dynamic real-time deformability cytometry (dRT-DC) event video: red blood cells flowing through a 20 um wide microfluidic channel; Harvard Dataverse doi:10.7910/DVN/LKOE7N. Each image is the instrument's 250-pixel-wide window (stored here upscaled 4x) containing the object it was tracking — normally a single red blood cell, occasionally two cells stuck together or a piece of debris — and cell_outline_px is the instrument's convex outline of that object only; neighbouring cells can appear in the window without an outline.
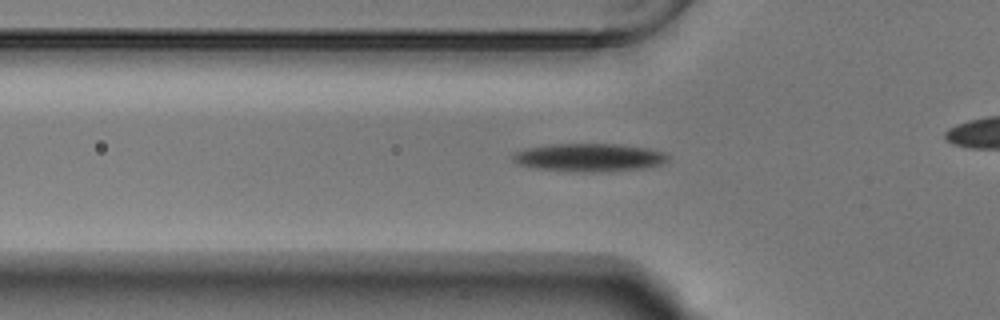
{"species": "Egyptian fruit bat (a non-hibernating species)", "species_latin": "Rousettus aegyptiacus", "temperature_condition": "warm", "stored_images_in_passage": 37, "camera_frame_rate_fps": 3000, "um_per_image_px": 0.085, "animal": {"sex": "male"}, "frame": {"image": 1, "passage_image": 8, "time_ms": 2.333, "image_size_px": [1000, 320], "cell_outline_px": [[668, 160], [660, 164], [644, 168], [600, 172], [592, 172], [536, 168], [516, 164], [512, 160], [512, 156], [516, 152], [524, 148], [548, 144], [620, 144], [648, 148], [664, 152], [668, 156]], "centroid_in_image_um": [50.06, 13.37], "position_along_channel_um": 75.7, "area_um2": 25.32}}
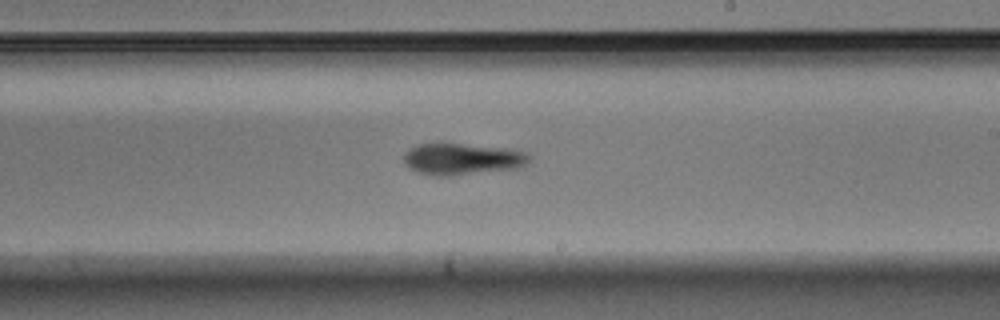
{"frame": {"image": 2, "passage_image": 22, "time_ms": 7.0, "image_size_px": [1000, 320], "cell_outline_px": [[532, 156], [520, 168], [448, 176], [432, 176], [420, 172], [404, 164], [404, 152], [416, 144], [460, 144], [504, 148], [528, 152]], "centroid_in_image_um": [39.29, 13.52], "position_along_channel_um": 249.7, "area_um2": 22.89}}
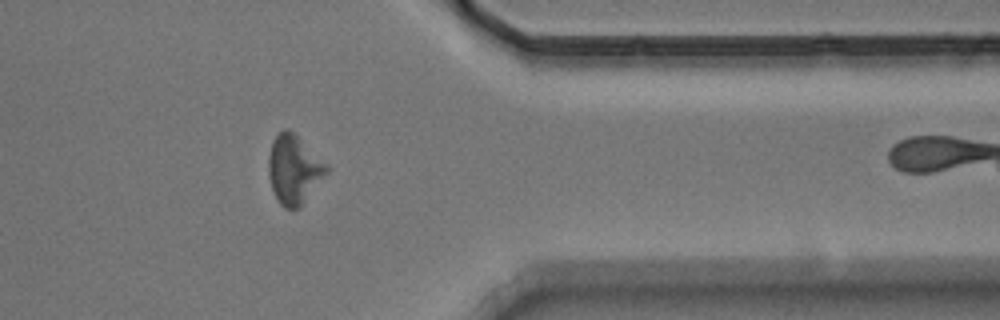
{"frame": {"image": 3, "passage_image": 34, "time_ms": 11.0, "image_size_px": [1000, 320], "cell_outline_px": [[328, 172], [300, 208], [284, 208], [280, 204], [272, 188], [268, 172], [268, 156], [272, 140], [284, 128], [288, 128], [328, 164]], "centroid_in_image_um": [24.98, 14.4], "position_along_channel_um": 386.4, "area_um2": 23.18}}